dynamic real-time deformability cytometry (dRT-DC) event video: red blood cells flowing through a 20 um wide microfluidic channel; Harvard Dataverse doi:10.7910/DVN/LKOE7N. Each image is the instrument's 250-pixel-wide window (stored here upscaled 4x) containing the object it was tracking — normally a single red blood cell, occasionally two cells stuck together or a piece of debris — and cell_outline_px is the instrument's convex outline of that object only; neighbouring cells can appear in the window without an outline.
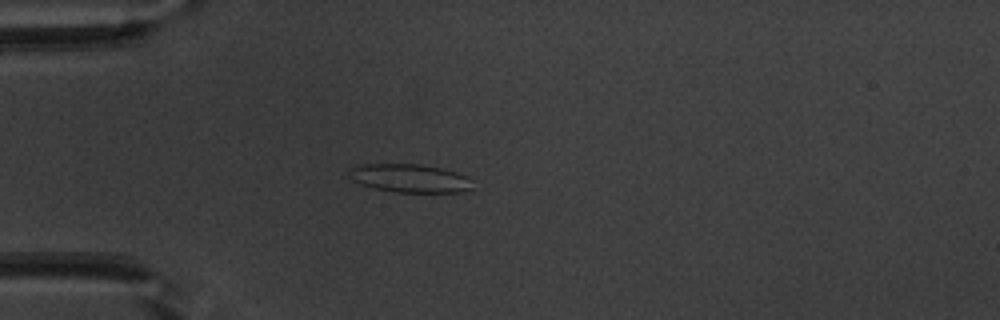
{"species": "common noctule bat (a hibernating species)", "species_latin": "Nyctalus noctula", "temperature_condition": "warm", "stored_images_in_passage": 52, "camera_frame_rate_fps": 3000, "um_per_image_px": 0.085, "animal": {"sex": "male", "body_mass_g": 20.1, "forearm_length_mm": 53.5}, "frame": {"image": 1, "passage_image": 14, "time_ms": 4.333, "image_size_px": [1000, 320], "cell_outline_px": [[472, 188], [464, 192], [396, 192], [376, 188], [360, 184], [352, 180], [348, 176], [348, 172], [352, 168], [360, 164], [420, 164], [440, 168], [456, 172], [468, 176], [472, 180]], "centroid_in_image_um": [34.85, 15.15], "position_along_channel_um": 50.2, "area_um2": 20.46}}
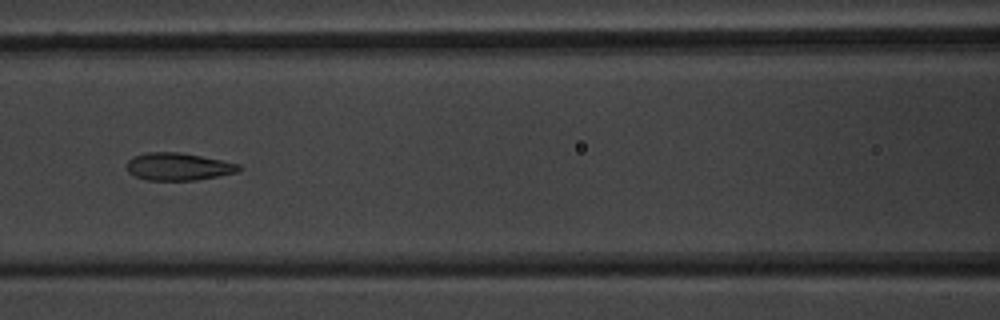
{"frame": {"image": 2, "passage_image": 23, "time_ms": 7.333, "image_size_px": [1000, 320], "cell_outline_px": [[244, 168], [236, 172], [196, 180], [148, 180], [136, 176], [128, 172], [128, 160], [132, 156], [144, 152], [180, 152], [240, 164]], "centroid_in_image_um": [15.15, 14.15], "position_along_channel_um": 151.5, "area_um2": 17.86}}
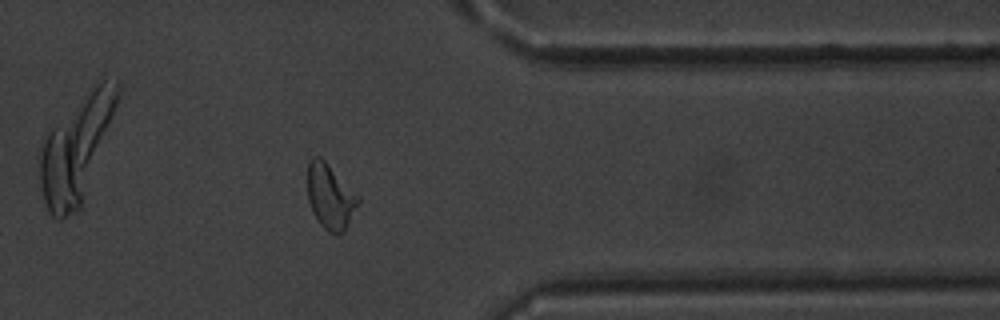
{"frame": {"image": 3, "passage_image": 42, "time_ms": 13.667, "image_size_px": [1000, 320], "cell_outline_px": [[360, 204], [344, 232], [328, 232], [320, 224], [312, 212], [308, 200], [308, 160], [312, 156], [320, 156], [360, 196]], "centroid_in_image_um": [28.08, 16.7], "position_along_channel_um": 383.3, "area_um2": 19.31}, "authors_computed_cell_mechanics": {"area_um2": 19.2185, "velocity_mm_per_s": 3.8064, "shape_relaxation_time_tau1_ms": null, "shape_relaxation_time_tau2_ms": 0.8035, "deformation_change_tau1": null, "deformation_change_tau2": 0.0742}}